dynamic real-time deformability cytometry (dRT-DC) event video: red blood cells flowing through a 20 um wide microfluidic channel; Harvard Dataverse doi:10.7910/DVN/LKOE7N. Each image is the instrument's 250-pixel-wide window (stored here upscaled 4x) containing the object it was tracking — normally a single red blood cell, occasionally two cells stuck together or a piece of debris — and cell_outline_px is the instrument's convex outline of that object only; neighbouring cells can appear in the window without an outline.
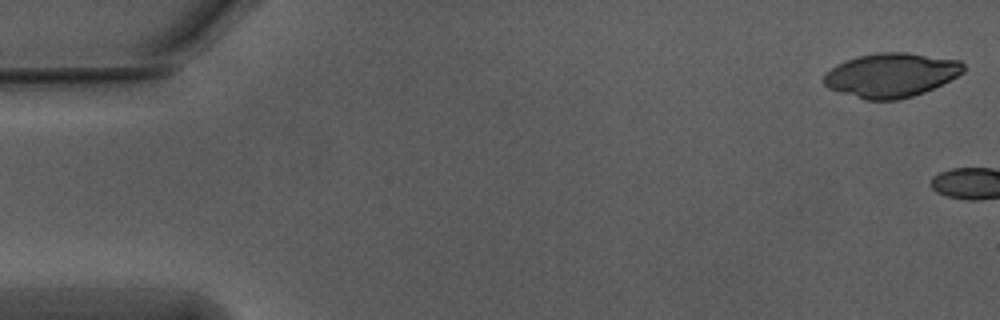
{"species": "Egyptian fruit bat (a non-hibernating species)", "species_latin": "Rousettus aegyptiacus", "temperature_condition": "warm", "stored_images_in_passage": 4, "camera_frame_rate_fps": 3000, "um_per_image_px": 0.085, "animal": {"sex": "male"}, "frame": {"image": 1, "passage_image": 1, "time_ms": 0.0, "image_size_px": [1000, 320], "cell_outline_px": [[964, 72], [924, 92], [912, 96], [896, 100], [864, 100], [828, 88], [824, 84], [824, 76], [836, 64], [844, 60], [856, 56], [876, 52], [904, 52], [960, 60], [964, 64]], "centroid_in_image_um": [75.72, 6.37], "position_along_channel_um": 9.3, "area_um2": 35.78}}